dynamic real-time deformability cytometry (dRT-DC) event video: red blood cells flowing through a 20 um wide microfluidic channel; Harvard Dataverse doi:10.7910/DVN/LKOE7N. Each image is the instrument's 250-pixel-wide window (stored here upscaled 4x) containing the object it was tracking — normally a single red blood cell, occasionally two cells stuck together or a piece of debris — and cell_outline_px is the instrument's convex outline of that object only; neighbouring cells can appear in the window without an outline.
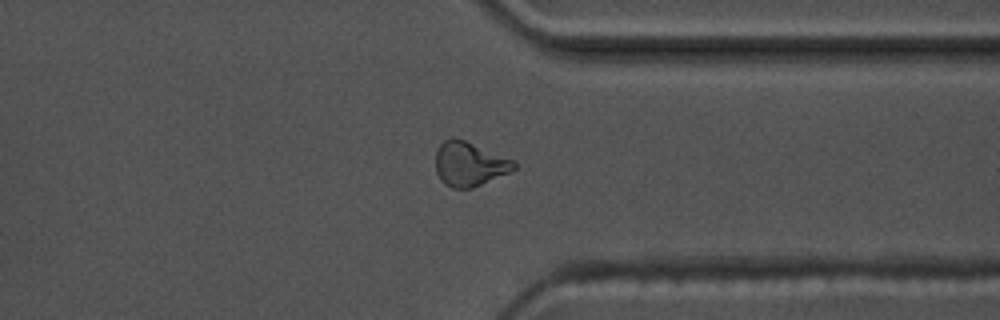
{"species": "common noctule bat (a hibernating species)", "species_latin": "Nyctalus noctula", "temperature_condition": "warm", "stored_images_in_passage": 42, "camera_frame_rate_fps": 3000, "um_per_image_px": 0.085, "animal": {"sex": "male", "body_mass_g": 17.5, "forearm_length_mm": 52.3}, "frame": {"image": 1, "passage_image": 36, "time_ms": 11.667, "image_size_px": [1000, 320], "cell_outline_px": [[516, 168], [508, 172], [472, 188], [452, 188], [444, 184], [440, 180], [436, 172], [436, 152], [440, 144], [444, 140], [452, 136], [464, 140], [512, 160], [516, 164]], "centroid_in_image_um": [39.84, 13.94], "position_along_channel_um": 371.6, "area_um2": 19.88}, "authors_computed_cell_mechanics": {"area_um2": 19.3052, "velocity_mm_per_s": 3.6487, "shape_relaxation_time_tau1_ms": null, "shape_relaxation_time_tau2_ms": 3.6586, "deformation_change_tau1": null, "deformation_change_tau2": 0.0991}}